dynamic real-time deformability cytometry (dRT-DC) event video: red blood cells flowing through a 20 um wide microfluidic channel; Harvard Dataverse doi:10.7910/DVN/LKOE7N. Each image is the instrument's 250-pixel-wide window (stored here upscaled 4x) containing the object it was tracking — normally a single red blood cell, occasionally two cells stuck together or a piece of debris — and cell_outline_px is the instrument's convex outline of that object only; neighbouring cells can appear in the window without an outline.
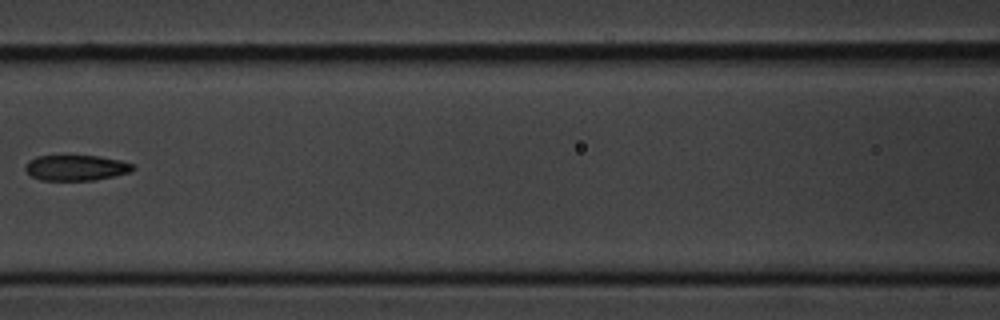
{"species": "common noctule bat (a hibernating species)", "species_latin": "Nyctalus noctula", "temperature_condition": "cold", "stored_images_in_passage": 5, "camera_frame_rate_fps": 3000, "um_per_image_px": 0.085, "animal": {"sex": "male", "body_mass_g": 20.1, "forearm_length_mm": 53.5}, "frame": {"image": 1, "passage_image": 5, "time_ms": 4.333, "image_size_px": [1000, 320], "cell_outline_px": [[136, 168], [132, 172], [92, 180], [40, 180], [32, 176], [24, 168], [28, 160], [36, 156], [100, 156], [120, 160], [132, 164]], "centroid_in_image_um": [6.47, 14.25], "position_along_channel_um": 160.1, "area_um2": 15.95}}